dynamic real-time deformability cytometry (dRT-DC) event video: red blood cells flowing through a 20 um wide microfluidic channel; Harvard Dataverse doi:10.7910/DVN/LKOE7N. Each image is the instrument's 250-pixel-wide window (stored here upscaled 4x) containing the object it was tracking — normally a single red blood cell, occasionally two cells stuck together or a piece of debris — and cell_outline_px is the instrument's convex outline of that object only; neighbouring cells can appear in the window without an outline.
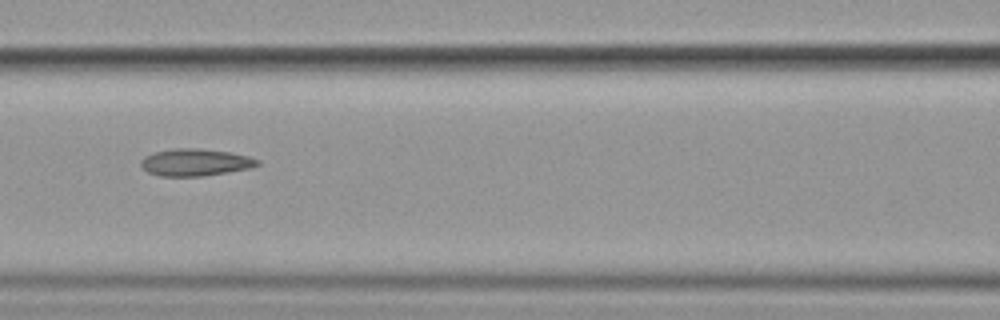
{"species": "common noctule bat (a hibernating species)", "species_latin": "Nyctalus noctula", "temperature_condition": "cold", "stored_images_in_passage": 9, "camera_frame_rate_fps": 3000, "um_per_image_px": 0.085, "animal": {"sex": "female", "body_mass_g": 19.9}, "frame": {"image": 1, "passage_image": 6, "time_ms": 6.0, "image_size_px": [1000, 320], "cell_outline_px": [[260, 164], [252, 168], [204, 176], [160, 176], [148, 172], [140, 164], [140, 160], [144, 156], [152, 152], [172, 148], [196, 148], [232, 152], [248, 156], [260, 160]], "centroid_in_image_um": [16.6, 13.79], "position_along_channel_um": 150.0, "area_um2": 18.67}}
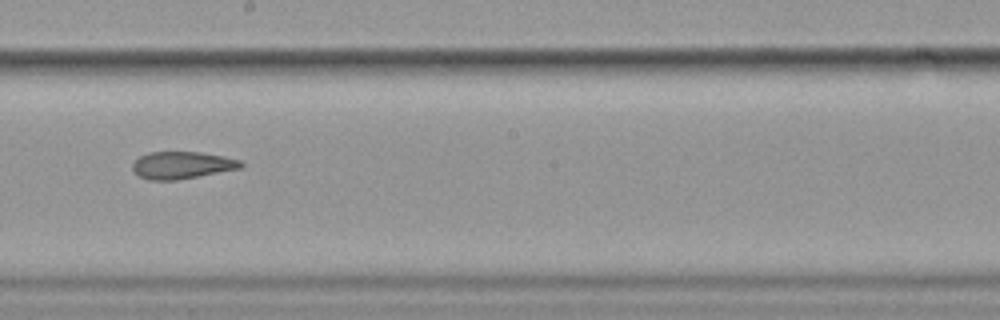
{"frame": {"image": 2, "passage_image": 8, "time_ms": 8.333, "image_size_px": [1000, 320], "cell_outline_px": [[244, 168], [176, 180], [148, 180], [140, 176], [132, 168], [132, 164], [140, 156], [148, 152], [200, 152], [224, 156], [240, 160], [244, 164]], "centroid_in_image_um": [15.51, 14.04], "position_along_channel_um": 232.7, "area_um2": 17.22}}
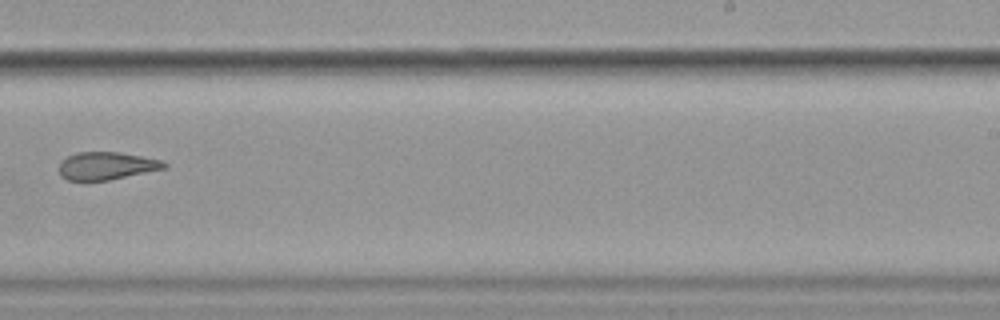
{"frame": {"image": 3, "passage_image": 9, "time_ms": 9.667, "image_size_px": [1000, 320], "cell_outline_px": [[168, 164], [164, 168], [108, 180], [68, 180], [60, 176], [60, 160], [76, 152], [120, 152], [160, 160]], "centroid_in_image_um": [9.0, 14.08], "position_along_channel_um": 280.0, "area_um2": 16.7}}